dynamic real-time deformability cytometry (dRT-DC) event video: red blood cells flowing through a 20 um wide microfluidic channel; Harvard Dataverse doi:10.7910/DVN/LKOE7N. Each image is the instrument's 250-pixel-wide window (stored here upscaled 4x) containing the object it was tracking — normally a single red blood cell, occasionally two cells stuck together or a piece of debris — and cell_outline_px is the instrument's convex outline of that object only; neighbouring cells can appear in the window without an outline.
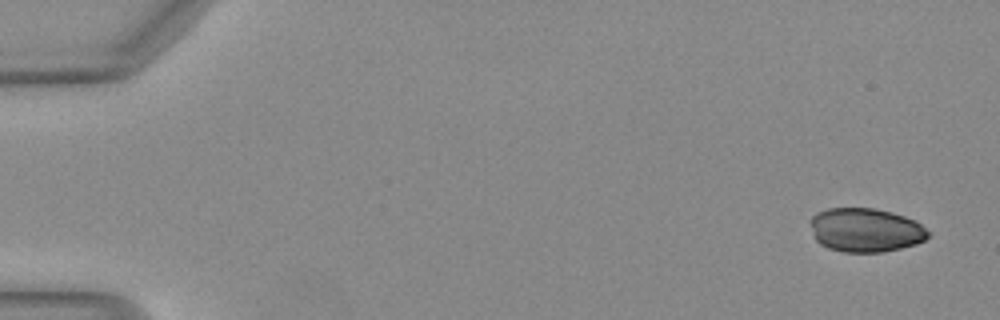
{"species": "Egyptian fruit bat (a non-hibernating species)", "species_latin": "Rousettus aegyptiacus", "temperature_condition": "warm", "stored_images_in_passage": 6, "camera_frame_rate_fps": 3000, "um_per_image_px": 0.085, "animal": {"sex": "female"}, "frame": {"image": 1, "passage_image": 1, "time_ms": 0.0, "image_size_px": [1000, 320], "cell_outline_px": [[928, 236], [924, 240], [916, 244], [884, 252], [844, 252], [828, 248], [820, 244], [816, 240], [812, 228], [812, 216], [816, 212], [828, 208], [876, 208], [892, 212], [916, 220], [928, 232]], "centroid_in_image_um": [73.57, 19.55], "position_along_channel_um": 11.4, "area_um2": 30.06}}